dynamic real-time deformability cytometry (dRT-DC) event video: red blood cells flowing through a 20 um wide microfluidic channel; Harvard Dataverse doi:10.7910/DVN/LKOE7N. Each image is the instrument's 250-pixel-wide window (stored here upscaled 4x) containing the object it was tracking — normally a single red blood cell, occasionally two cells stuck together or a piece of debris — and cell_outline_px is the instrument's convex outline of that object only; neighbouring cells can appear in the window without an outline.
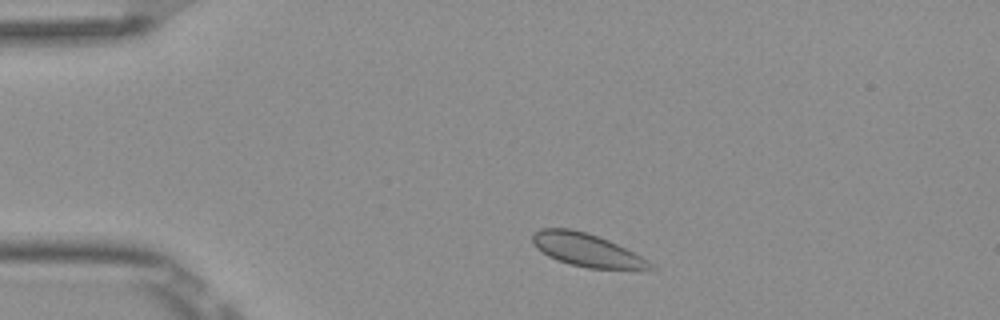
{"species": "Egyptian fruit bat (a non-hibernating species)", "species_latin": "Rousettus aegyptiacus", "temperature_condition": "room temperature", "stored_images_in_passage": 3, "camera_frame_rate_fps": 3000, "um_per_image_px": 0.085, "frame": {"image": 1, "passage_image": 1, "time_ms": 0.0, "image_size_px": [1000, 320], "cell_outline_px": [[656, 268], [648, 272], [588, 268], [568, 264], [556, 260], [548, 256], [532, 240], [532, 232], [540, 228], [572, 228], [608, 240], [648, 260]], "centroid_in_image_um": [49.96, 21.3], "position_along_channel_um": 35.0, "area_um2": 23.0}}
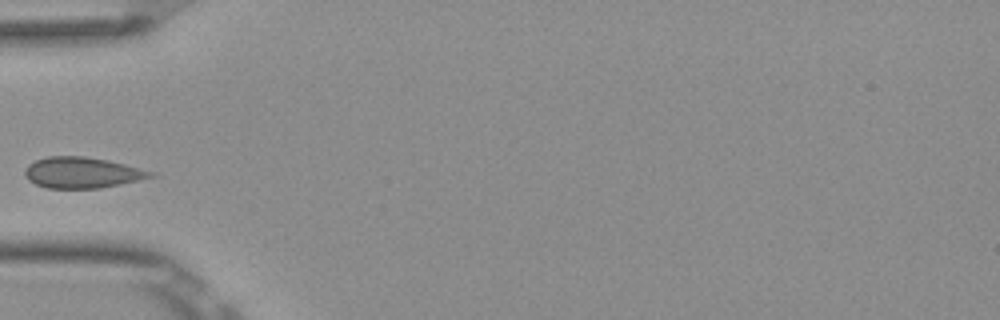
{"frame": {"image": 2, "passage_image": 3, "time_ms": 0.667, "image_size_px": [1000, 320], "cell_outline_px": [[156, 176], [120, 184], [100, 188], [48, 188], [36, 184], [28, 180], [24, 172], [24, 168], [28, 164], [36, 160], [48, 156], [84, 156], [108, 160], [156, 172]], "centroid_in_image_um": [6.97, 14.67], "position_along_channel_um": 78.0, "area_um2": 22.66}}